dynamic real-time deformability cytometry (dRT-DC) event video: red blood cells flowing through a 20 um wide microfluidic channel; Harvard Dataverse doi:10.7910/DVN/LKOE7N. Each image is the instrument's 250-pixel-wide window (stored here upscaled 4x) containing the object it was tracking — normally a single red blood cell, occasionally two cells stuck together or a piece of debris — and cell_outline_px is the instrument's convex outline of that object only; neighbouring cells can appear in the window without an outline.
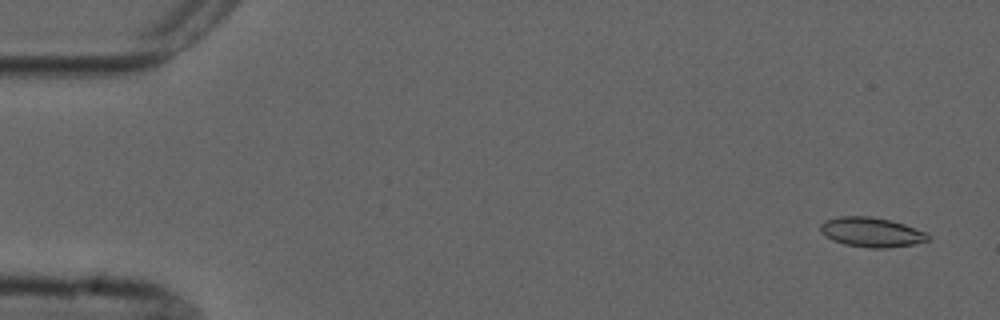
{"species": "common noctule bat (a hibernating species)", "species_latin": "Nyctalus noctula", "temperature_condition": "cold", "stored_images_in_passage": 7, "camera_frame_rate_fps": 3000, "um_per_image_px": 0.085, "animal": {"sex": "male", "forearm_length_mm": 52.5}, "frame": {"image": 1, "passage_image": 1, "time_ms": 0.0, "image_size_px": [1000, 320], "cell_outline_px": [[932, 240], [912, 244], [884, 248], [872, 248], [844, 244], [832, 240], [824, 236], [820, 232], [820, 224], [824, 220], [840, 216], [868, 216], [892, 220], [904, 224], [924, 232], [932, 236]], "centroid_in_image_um": [74.05, 19.73], "position_along_channel_um": 10.9, "area_um2": 18.67}}
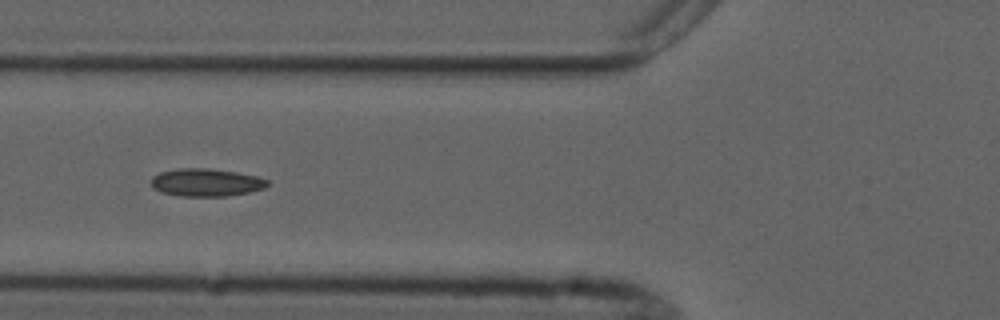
{"frame": {"image": 2, "passage_image": 6, "time_ms": 6.0, "image_size_px": [1000, 320], "cell_outline_px": [[268, 184], [264, 188], [248, 192], [228, 196], [180, 196], [160, 192], [152, 188], [152, 176], [160, 172], [180, 168], [208, 168], [236, 172], [256, 176], [268, 180]], "centroid_in_image_um": [17.49, 15.51], "position_along_channel_um": 108.3, "area_um2": 18.79}}
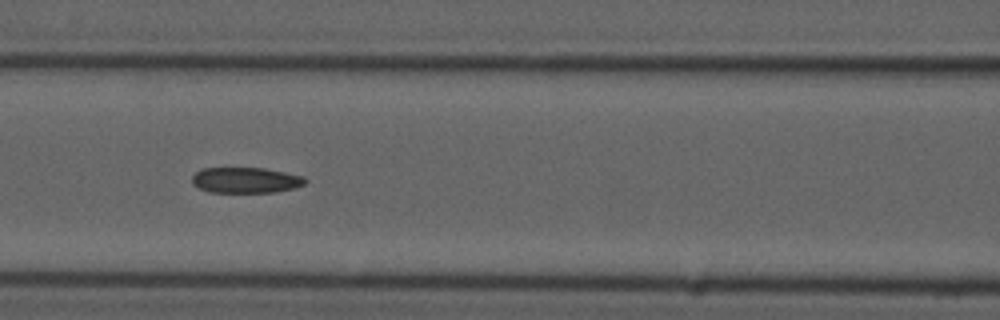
{"frame": {"image": 3, "passage_image": 7, "time_ms": 7.0, "image_size_px": [1000, 320], "cell_outline_px": [[308, 180], [304, 184], [292, 188], [276, 192], [208, 192], [192, 184], [192, 176], [196, 172], [204, 168], [264, 168], [304, 176]], "centroid_in_image_um": [20.88, 15.31], "position_along_channel_um": 145.7, "area_um2": 16.88}}